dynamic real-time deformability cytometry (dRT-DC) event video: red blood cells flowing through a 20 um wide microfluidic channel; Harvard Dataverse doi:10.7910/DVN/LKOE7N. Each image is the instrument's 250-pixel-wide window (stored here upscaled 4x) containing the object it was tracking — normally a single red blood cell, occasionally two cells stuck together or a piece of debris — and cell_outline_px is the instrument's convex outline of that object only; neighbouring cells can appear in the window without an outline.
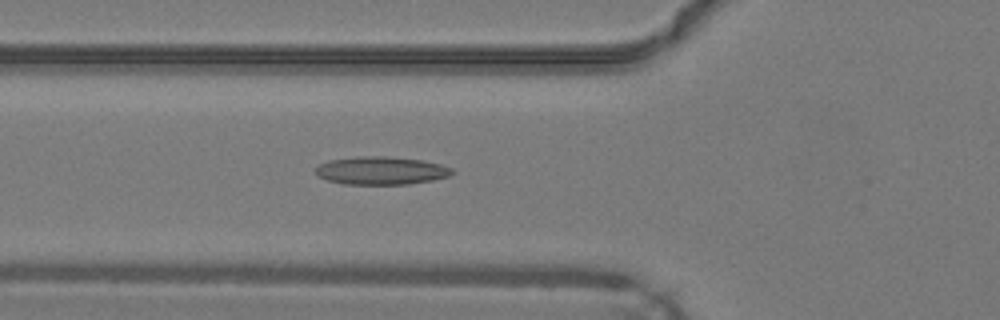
{"species": "common noctule bat (a hibernating species)", "species_latin": "Nyctalus noctula", "temperature_condition": "warm", "stored_images_in_passage": 41, "camera_frame_rate_fps": 3000, "um_per_image_px": 0.085, "animal": {"sex": "male", "body_mass_g": 19.2, "forearm_length_mm": 51.8}, "frame": {"image": 1, "passage_image": 15, "time_ms": 4.667, "image_size_px": [1000, 320], "cell_outline_px": [[452, 172], [444, 176], [428, 180], [404, 184], [348, 184], [328, 180], [320, 176], [316, 172], [316, 168], [320, 164], [332, 160], [420, 160], [436, 164], [448, 168]], "centroid_in_image_um": [32.33, 14.58], "position_along_channel_um": 93.5, "area_um2": 19.65}}
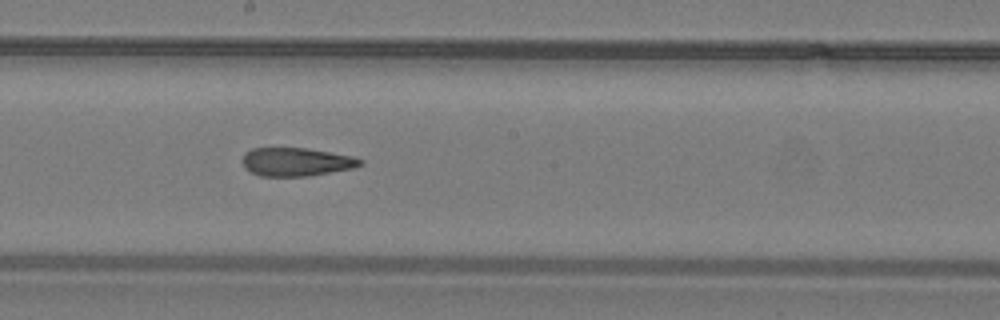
{"frame": {"image": 2, "passage_image": 24, "time_ms": 7.667, "image_size_px": [1000, 320], "cell_outline_px": [[360, 164], [348, 168], [300, 176], [264, 176], [252, 172], [244, 164], [244, 156], [248, 152], [256, 148], [304, 148], [328, 152], [348, 156], [360, 160]], "centroid_in_image_um": [25.1, 13.75], "position_along_channel_um": 223.1, "area_um2": 18.21}}
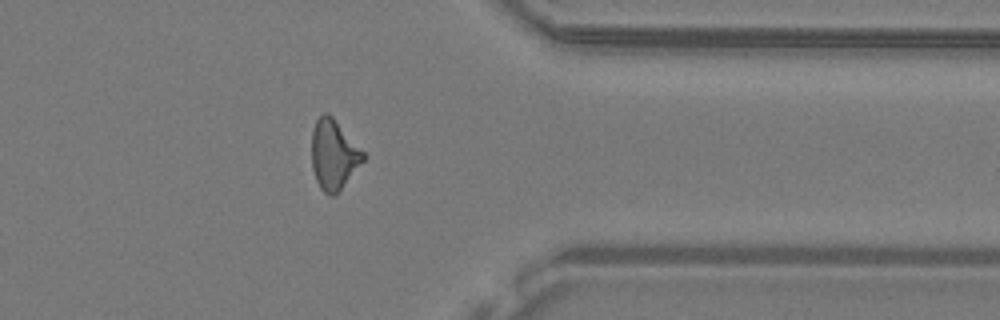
{"frame": {"image": 3, "passage_image": 36, "time_ms": 11.667, "image_size_px": [1000, 320], "cell_outline_px": [[364, 160], [340, 188], [332, 196], [324, 192], [320, 188], [316, 180], [312, 168], [312, 132], [316, 120], [320, 116], [332, 116], [364, 152]], "centroid_in_image_um": [28.34, 13.15], "position_along_channel_um": 383.1, "area_um2": 20.23}, "authors_computed_cell_mechanics": {"area_um2": 19.1896, "velocity_mm_per_s": 4.2939, "shape_relaxation_time_tau1_ms": null, "shape_relaxation_time_tau2_ms": 3.6686, "deformation_change_tau1": null, "deformation_change_tau2": 0.1493}}